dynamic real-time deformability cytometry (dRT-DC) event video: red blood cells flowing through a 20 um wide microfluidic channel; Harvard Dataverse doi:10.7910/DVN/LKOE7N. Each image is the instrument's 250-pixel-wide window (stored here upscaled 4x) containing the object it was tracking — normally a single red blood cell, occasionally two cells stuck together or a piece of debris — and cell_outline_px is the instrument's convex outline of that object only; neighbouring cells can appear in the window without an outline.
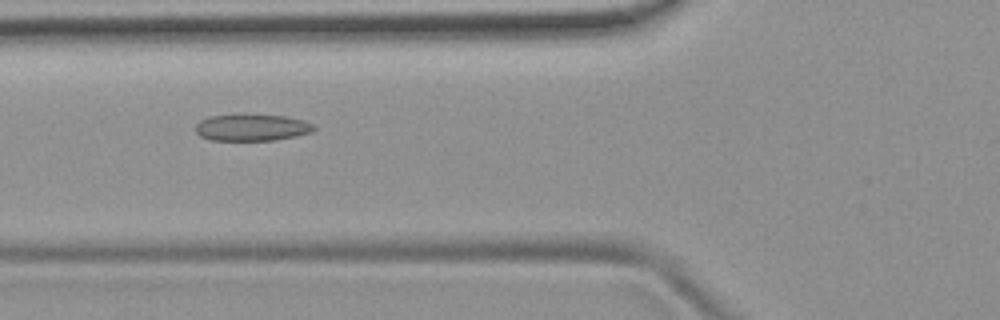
{"species": "common noctule bat (a hibernating species)", "species_latin": "Nyctalus noctula", "temperature_condition": "room temperature", "stored_images_in_passage": 45, "camera_frame_rate_fps": 3000, "um_per_image_px": 0.085, "animal": {"sex": "female", "body_mass_g": 19.9}, "frame": {"image": 1, "passage_image": 13, "time_ms": 4.0, "image_size_px": [1000, 320], "cell_outline_px": [[316, 128], [312, 132], [296, 136], [272, 140], [208, 140], [200, 136], [196, 132], [196, 124], [200, 120], [208, 116], [240, 112], [284, 116], [304, 120], [312, 124]], "centroid_in_image_um": [21.36, 10.8], "position_along_channel_um": 104.4, "area_um2": 19.07}}
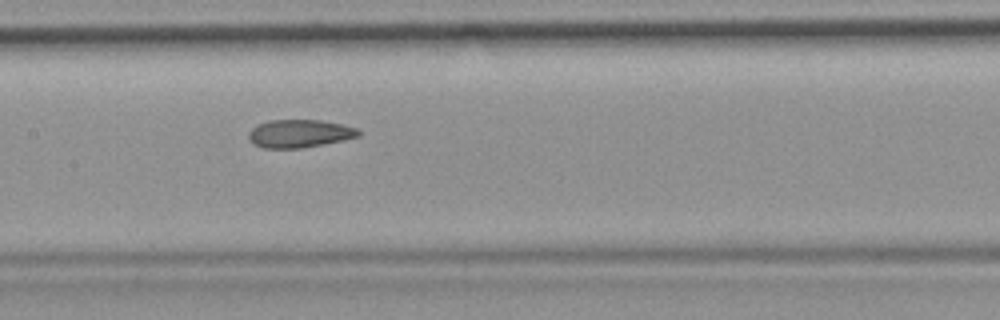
{"frame": {"image": 2, "passage_image": 19, "time_ms": 6.0, "image_size_px": [1000, 320], "cell_outline_px": [[360, 136], [300, 148], [264, 148], [252, 144], [248, 136], [248, 132], [256, 124], [268, 120], [320, 120], [340, 124], [356, 128], [360, 132]], "centroid_in_image_um": [25.38, 11.34], "position_along_channel_um": 182.0, "area_um2": 17.74}}
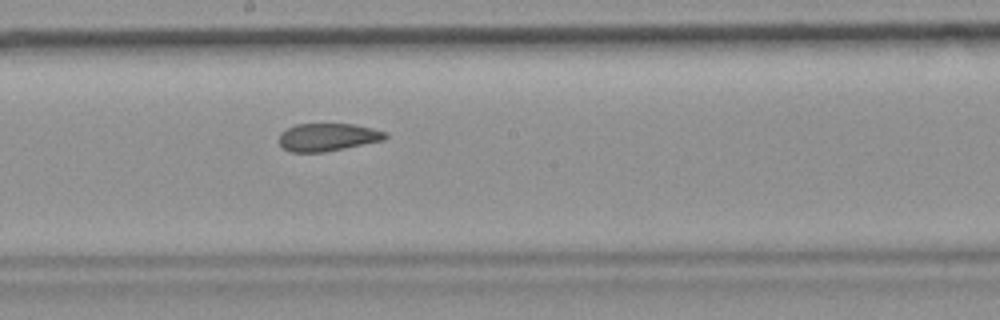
{"frame": {"image": 3, "passage_image": 22, "time_ms": 7.0, "image_size_px": [1000, 320], "cell_outline_px": [[388, 136], [384, 140], [324, 152], [288, 152], [280, 144], [280, 132], [296, 124], [352, 124], [372, 128], [388, 132]], "centroid_in_image_um": [27.86, 11.66], "position_along_channel_um": 220.3, "area_um2": 17.17}, "authors_computed_cell_mechanics": {"area_um2": 18.8428, "velocity_mm_per_s": 3.875, "shape_relaxation_time_tau1_ms": null, "shape_relaxation_time_tau2_ms": 2.3877, "deformation_change_tau1": null, "deformation_change_tau2": 0.0739}}